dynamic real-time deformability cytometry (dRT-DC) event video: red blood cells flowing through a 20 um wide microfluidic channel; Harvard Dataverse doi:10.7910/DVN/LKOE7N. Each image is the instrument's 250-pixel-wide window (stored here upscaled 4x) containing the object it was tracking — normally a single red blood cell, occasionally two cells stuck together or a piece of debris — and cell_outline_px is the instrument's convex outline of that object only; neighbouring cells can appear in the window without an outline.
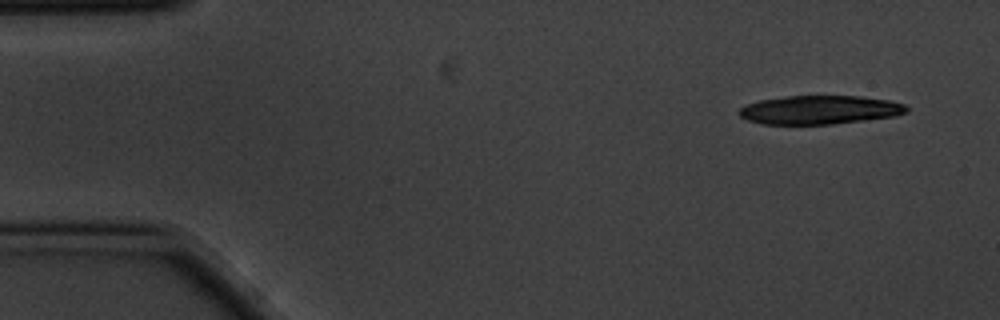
{"species": "common noctule bat (a hibernating species)", "species_latin": "Nyctalus noctula", "temperature_condition": "cold", "stored_images_in_passage": 5, "camera_frame_rate_fps": 3000, "um_per_image_px": 0.085, "animal": {"sex": "male", "body_mass_g": 20.1, "forearm_length_mm": 53.5}, "frame": {"image": 1, "passage_image": 1, "time_ms": 0.0, "image_size_px": [1000, 320], "cell_outline_px": [[908, 112], [896, 116], [832, 124], [764, 124], [748, 120], [740, 116], [736, 112], [744, 104], [760, 100], [788, 96], [860, 96], [888, 100], [904, 104], [908, 108]], "centroid_in_image_um": [69.65, 9.34], "position_along_channel_um": 15.3, "area_um2": 28.03}}